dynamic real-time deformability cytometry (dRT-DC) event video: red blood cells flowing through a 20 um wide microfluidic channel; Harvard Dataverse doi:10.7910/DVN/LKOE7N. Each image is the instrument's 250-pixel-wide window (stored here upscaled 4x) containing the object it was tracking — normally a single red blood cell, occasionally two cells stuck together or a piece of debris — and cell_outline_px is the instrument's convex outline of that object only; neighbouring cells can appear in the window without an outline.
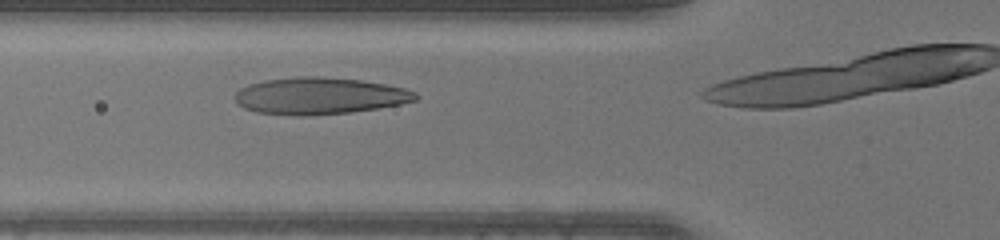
{"species": "human", "species_latin": "Homo sapiens", "temperature_condition": "warm", "stored_images_in_passage": 7, "camera_frame_rate_fps": 3000, "um_per_image_px": 0.085, "donor": {"sex": "male"}, "frame": {"image": 1, "passage_image": 4, "time_ms": 1.0, "image_size_px": [1000, 240], "cell_outline_px": [[420, 96], [416, 100], [400, 104], [380, 108], [352, 112], [308, 116], [296, 116], [256, 112], [244, 108], [236, 104], [232, 96], [240, 88], [248, 84], [264, 80], [296, 76], [316, 76], [360, 80], [384, 84], [404, 88], [416, 92]], "centroid_in_image_um": [27.12, 8.16], "position_along_channel_um": 98.7, "area_um2": 39.25}}